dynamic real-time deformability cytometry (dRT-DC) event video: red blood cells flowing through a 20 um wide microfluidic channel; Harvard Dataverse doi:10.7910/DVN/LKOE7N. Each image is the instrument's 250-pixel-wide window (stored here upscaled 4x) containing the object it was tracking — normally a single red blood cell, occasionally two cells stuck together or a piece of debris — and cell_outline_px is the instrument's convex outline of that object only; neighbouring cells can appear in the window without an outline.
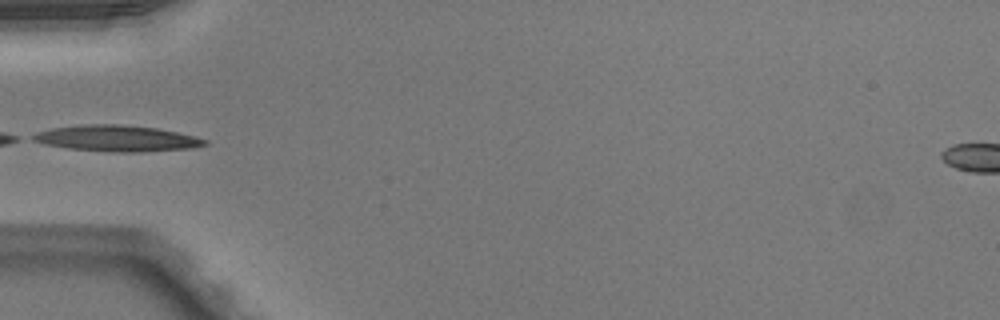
{"species": "Egyptian fruit bat (a non-hibernating species)", "species_latin": "Rousettus aegyptiacus", "temperature_condition": "warm", "stored_images_in_passage": 22, "camera_frame_rate_fps": 3000, "um_per_image_px": 0.085, "animal": {"sex": "male"}, "frame": {"image": 1, "passage_image": 1, "time_ms": 0.0, "image_size_px": [1000, 320], "cell_outline_px": [[208, 144], [192, 148], [140, 152], [112, 152], [68, 148], [44, 144], [32, 140], [28, 136], [36, 132], [52, 128], [84, 124], [120, 124], [156, 128], [196, 136], [208, 140]], "centroid_in_image_um": [9.91, 11.76], "position_along_channel_um": 75.1, "area_um2": 26.24}}